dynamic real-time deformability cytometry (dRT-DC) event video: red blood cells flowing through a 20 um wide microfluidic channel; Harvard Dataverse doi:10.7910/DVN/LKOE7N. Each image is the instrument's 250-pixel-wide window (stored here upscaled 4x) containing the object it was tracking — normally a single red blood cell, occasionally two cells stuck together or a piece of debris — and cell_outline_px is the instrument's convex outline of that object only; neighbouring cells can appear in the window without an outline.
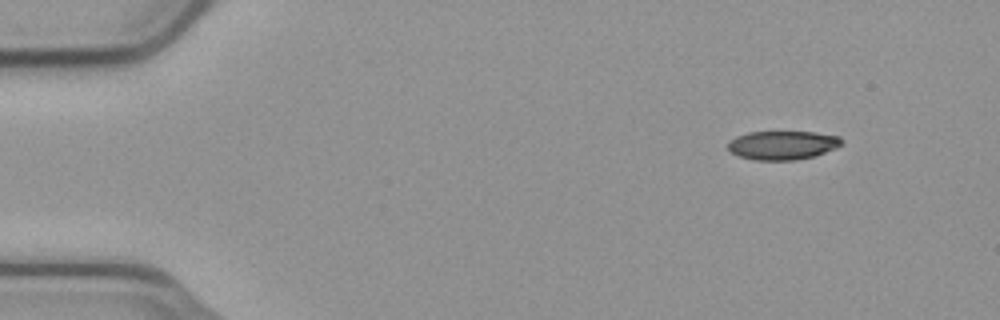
{"species": "common noctule bat (a hibernating species)", "species_latin": "Nyctalus noctula", "temperature_condition": "cold", "stored_images_in_passage": 50, "camera_frame_rate_fps": 3000, "um_per_image_px": 0.085, "animal": {"sex": "male", "body_mass_g": 23.1, "forearm_length_mm": 52.7}, "frame": {"image": 1, "passage_image": 1, "time_ms": 0.0, "image_size_px": [1000, 320], "cell_outline_px": [[844, 144], [836, 148], [816, 156], [796, 160], [752, 160], [740, 156], [732, 152], [728, 148], [728, 140], [736, 136], [748, 132], [816, 132], [840, 136], [844, 140]], "centroid_in_image_um": [66.56, 12.34], "position_along_channel_um": 18.4, "area_um2": 19.36}}
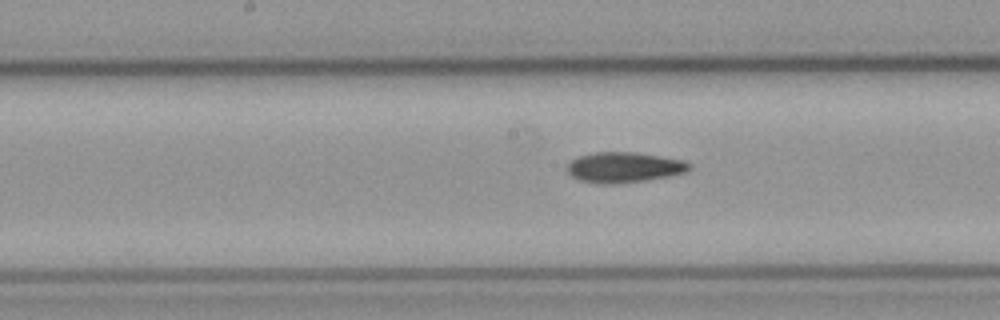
{"frame": {"image": 2, "passage_image": 23, "time_ms": 7.333, "image_size_px": [1000, 320], "cell_outline_px": [[692, 168], [684, 172], [668, 176], [644, 180], [616, 184], [600, 184], [580, 180], [572, 176], [568, 172], [568, 164], [572, 160], [580, 156], [596, 152], [636, 152], [684, 160], [692, 164]], "centroid_in_image_um": [53.07, 14.22], "position_along_channel_um": 195.1, "area_um2": 21.5}}
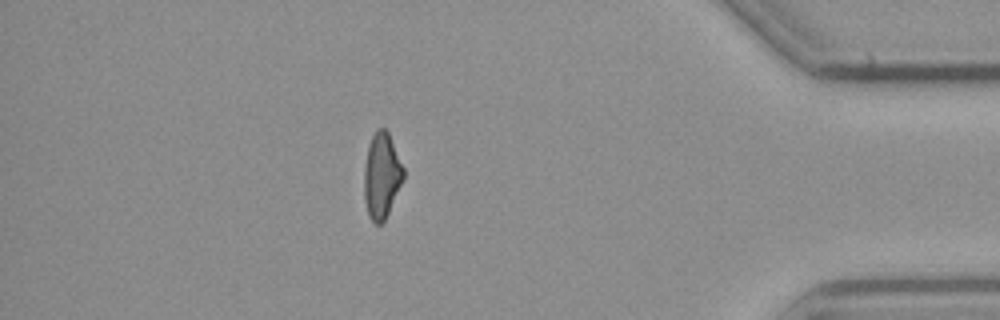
{"frame": {"image": 3, "passage_image": 43, "time_ms": 14.0, "image_size_px": [1000, 320], "cell_outline_px": [[404, 180], [384, 220], [380, 224], [376, 224], [368, 216], [364, 200], [364, 168], [368, 144], [376, 128], [384, 128], [388, 132], [404, 168]], "centroid_in_image_um": [32.43, 14.92], "position_along_channel_um": 402.8, "area_um2": 19.65}, "authors_computed_cell_mechanics": {"area_um2": 20.8369, "velocity_mm_per_s": 3.7631, "shape_relaxation_time_tau1_ms": null, "shape_relaxation_time_tau2_ms": 8.0199, "deformation_change_tau1": null, "deformation_change_tau2": 0.1709}}